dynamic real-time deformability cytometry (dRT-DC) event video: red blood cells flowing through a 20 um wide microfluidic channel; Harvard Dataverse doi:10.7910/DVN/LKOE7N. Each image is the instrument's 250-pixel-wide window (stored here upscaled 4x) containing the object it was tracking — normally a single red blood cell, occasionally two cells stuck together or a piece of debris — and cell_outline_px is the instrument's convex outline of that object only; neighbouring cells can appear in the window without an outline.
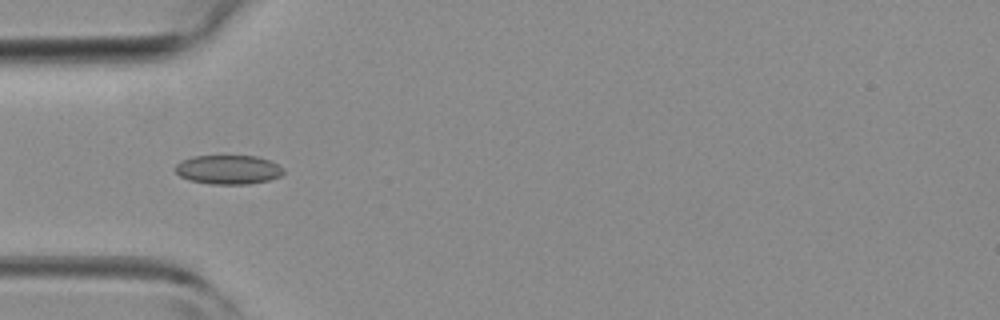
{"species": "common noctule bat (a hibernating species)", "species_latin": "Nyctalus noctula", "temperature_condition": "room temperature", "stored_images_in_passage": 3, "camera_frame_rate_fps": 3000, "um_per_image_px": 0.085, "animal": {"sex": "female", "body_mass_g": 19.3, "forearm_length_mm": 54.1}, "frame": {"image": 1, "passage_image": 3, "time_ms": 2.333, "image_size_px": [1000, 320], "cell_outline_px": [[284, 172], [280, 176], [268, 180], [248, 184], [208, 184], [188, 180], [180, 176], [176, 172], [176, 164], [180, 160], [196, 156], [256, 156], [268, 160], [284, 168]], "centroid_in_image_um": [19.38, 14.42], "position_along_channel_um": 65.6, "area_um2": 18.32}}